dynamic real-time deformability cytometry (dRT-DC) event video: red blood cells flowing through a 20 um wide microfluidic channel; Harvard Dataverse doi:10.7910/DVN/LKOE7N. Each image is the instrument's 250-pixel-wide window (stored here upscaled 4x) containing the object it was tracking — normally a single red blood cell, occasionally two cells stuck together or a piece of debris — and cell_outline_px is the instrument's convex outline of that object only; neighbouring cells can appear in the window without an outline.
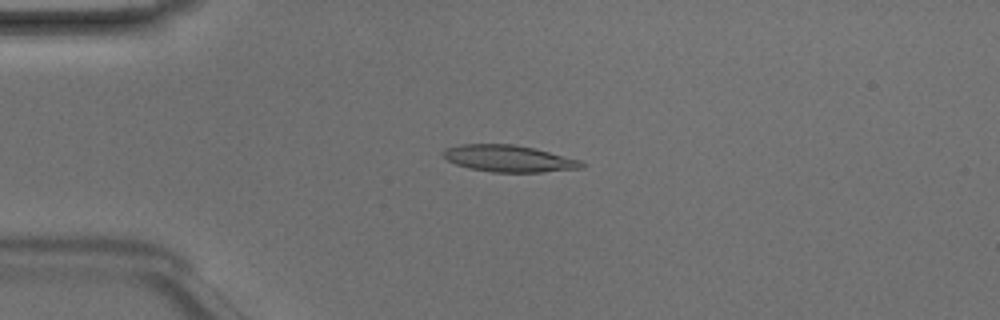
{"species": "Egyptian fruit bat (a non-hibernating species)", "species_latin": "Rousettus aegyptiacus", "temperature_condition": "room temperature", "stored_images_in_passage": 48, "camera_frame_rate_fps": 3000, "um_per_image_px": 0.085, "animal": {"sex": "male"}, "frame": {"image": 1, "passage_image": 12, "time_ms": 3.667, "image_size_px": [1000, 320], "cell_outline_px": [[584, 168], [540, 172], [492, 172], [468, 168], [456, 164], [448, 160], [440, 152], [444, 148], [460, 144], [516, 144], [536, 148], [580, 160], [584, 164]], "centroid_in_image_um": [43.23, 13.47], "position_along_channel_um": 41.8, "area_um2": 21.73}}
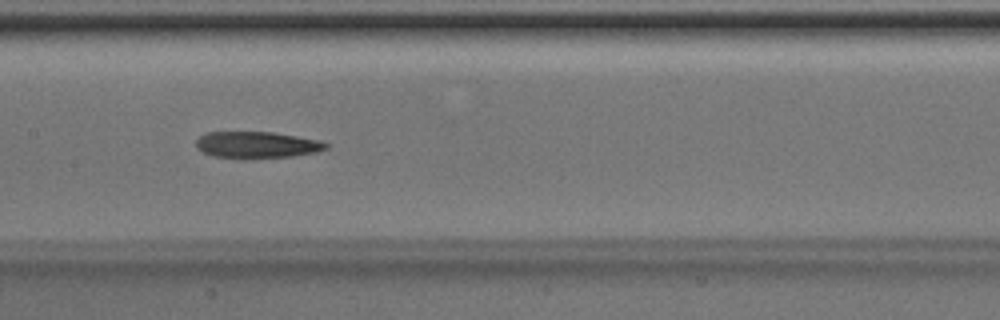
{"frame": {"image": 2, "passage_image": 24, "time_ms": 7.667, "image_size_px": [1000, 320], "cell_outline_px": [[328, 148], [316, 152], [292, 156], [236, 160], [212, 156], [196, 148], [196, 140], [200, 136], [208, 132], [272, 132], [320, 140], [328, 144]], "centroid_in_image_um": [21.8, 12.33], "position_along_channel_um": 185.6, "area_um2": 20.46}}
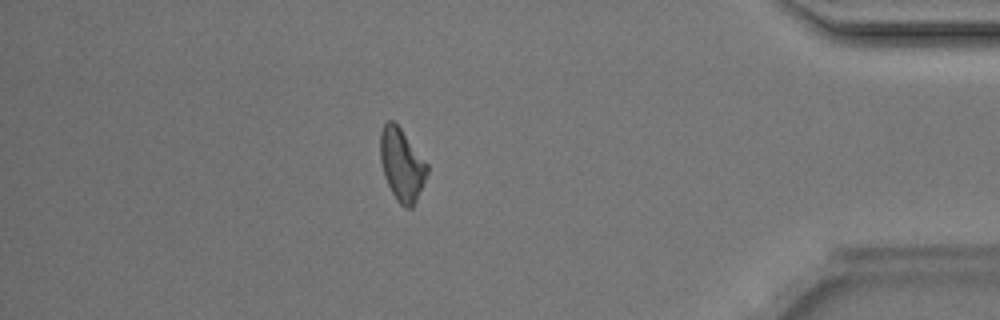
{"frame": {"image": 3, "passage_image": 42, "time_ms": 13.667, "image_size_px": [1000, 320], "cell_outline_px": [[428, 172], [416, 200], [412, 208], [404, 208], [396, 200], [384, 176], [380, 160], [380, 132], [384, 124], [388, 120], [392, 120], [400, 128], [428, 164]], "centroid_in_image_um": [34.14, 14.0], "position_along_channel_um": 401.1, "area_um2": 19.59}, "authors_computed_cell_mechanics": {"area_um2": 20.4323, "velocity_mm_per_s": 4.2307, "shape_relaxation_time_tau1_ms": 8.9933, "shape_relaxation_time_tau2_ms": 8.9392, "deformation_change_tau1": 0.2222, "deformation_change_tau2": 0.2846}}